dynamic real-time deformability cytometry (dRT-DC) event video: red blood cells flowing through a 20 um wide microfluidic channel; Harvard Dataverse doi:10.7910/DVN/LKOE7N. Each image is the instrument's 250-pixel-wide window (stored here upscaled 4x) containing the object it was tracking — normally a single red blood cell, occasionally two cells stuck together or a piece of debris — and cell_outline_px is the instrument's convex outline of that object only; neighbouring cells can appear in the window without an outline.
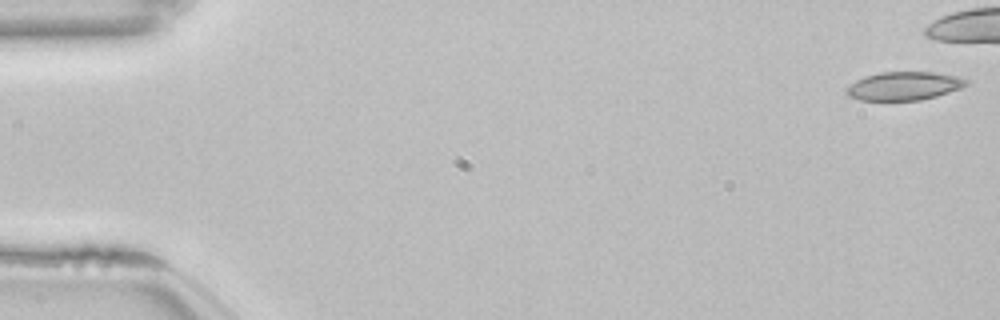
{"species": "common noctule bat (a hibernating species)", "species_latin": "Nyctalus noctula", "temperature_condition": "room temperature", "stored_images_in_passage": 43, "camera_frame_rate_fps": 3000, "um_per_image_px": 0.085, "animal": {"sex": "female", "body_mass_g": 22.7, "forearm_length_mm": 54.2}, "frame": {"image": 1, "passage_image": 1, "time_ms": 0.0, "image_size_px": [1000, 320], "cell_outline_px": [[968, 84], [960, 88], [936, 96], [920, 100], [860, 100], [848, 96], [844, 92], [856, 80], [864, 76], [880, 72], [932, 72], [956, 76], [968, 80]], "centroid_in_image_um": [76.82, 7.3], "position_along_channel_um": 8.2, "area_um2": 19.65}}
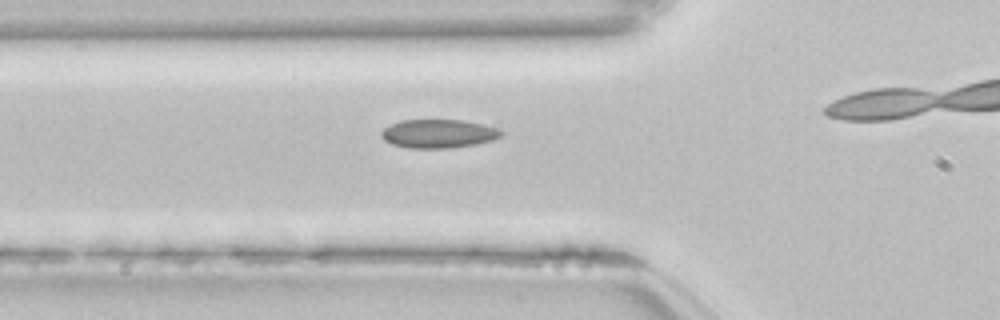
{"frame": {"image": 2, "passage_image": 19, "time_ms": 6.0, "image_size_px": [1000, 320], "cell_outline_px": [[504, 132], [500, 136], [492, 140], [476, 144], [452, 148], [408, 148], [392, 144], [384, 140], [380, 136], [380, 132], [384, 128], [400, 120], [464, 120], [496, 128]], "centroid_in_image_um": [37.23, 11.37], "position_along_channel_um": 88.6, "area_um2": 19.94}}